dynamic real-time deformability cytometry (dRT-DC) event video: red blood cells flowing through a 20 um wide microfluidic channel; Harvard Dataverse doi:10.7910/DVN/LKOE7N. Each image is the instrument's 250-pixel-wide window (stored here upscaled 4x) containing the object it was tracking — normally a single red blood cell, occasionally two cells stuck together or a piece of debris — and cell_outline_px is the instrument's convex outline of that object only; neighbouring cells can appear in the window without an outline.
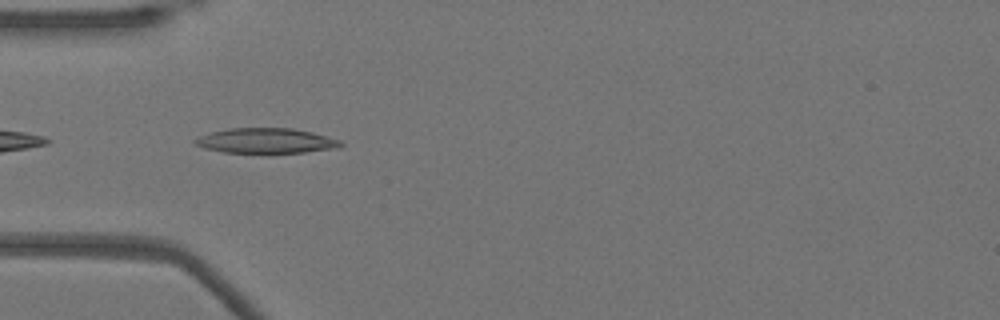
{"species": "Egyptian fruit bat (a non-hibernating species)", "species_latin": "Rousettus aegyptiacus", "temperature_condition": "warm", "stored_images_in_passage": 38, "camera_frame_rate_fps": 3000, "um_per_image_px": 0.085, "animal": {"sex": "female"}, "frame": {"image": 1, "passage_image": 2, "time_ms": 0.333, "image_size_px": [1000, 320], "cell_outline_px": [[344, 144], [340, 148], [268, 156], [224, 152], [204, 148], [196, 144], [192, 140], [200, 136], [212, 132], [228, 128], [292, 128], [312, 132], [340, 140]], "centroid_in_image_um": [22.64, 12.01], "position_along_channel_um": 62.4, "area_um2": 22.25}}
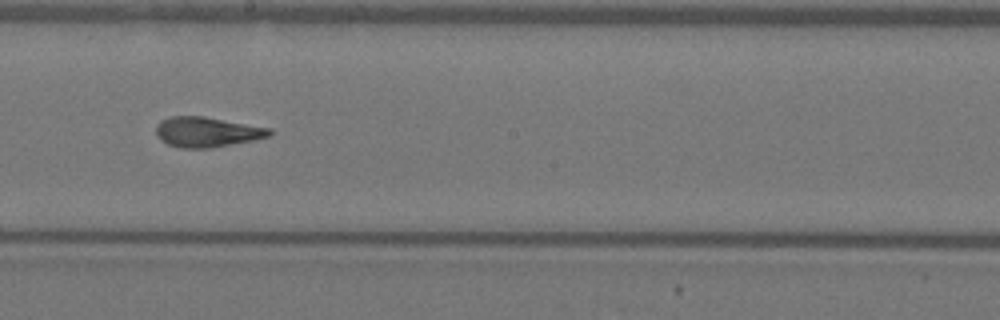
{"frame": {"image": 2, "passage_image": 15, "time_ms": 4.667, "image_size_px": [1000, 320], "cell_outline_px": [[272, 136], [252, 140], [208, 148], [180, 148], [168, 144], [160, 140], [156, 136], [156, 124], [160, 120], [172, 116], [204, 116], [272, 128]], "centroid_in_image_um": [17.57, 11.21], "position_along_channel_um": 230.6, "area_um2": 20.0}}
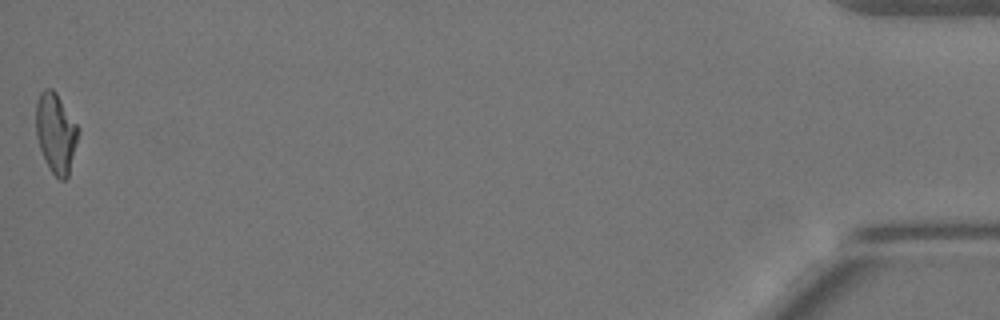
{"frame": {"image": 3, "passage_image": 38, "time_ms": 12.333, "image_size_px": [1000, 320], "cell_outline_px": [[80, 132], [68, 176], [64, 180], [60, 180], [48, 168], [40, 148], [36, 136], [36, 100], [40, 92], [44, 88], [52, 88], [56, 92], [80, 128]], "centroid_in_image_um": [4.75, 11.28], "position_along_channel_um": 430.4, "area_um2": 19.88}, "authors_computed_cell_mechanics": {"area_um2": 19.7965, "velocity_mm_per_s": 3.9041, "shape_relaxation_time_tau1_ms": 7.1359, "shape_relaxation_time_tau2_ms": 1.6276, "deformation_change_tau1": 0.256, "deformation_change_tau2": 0.1061}}